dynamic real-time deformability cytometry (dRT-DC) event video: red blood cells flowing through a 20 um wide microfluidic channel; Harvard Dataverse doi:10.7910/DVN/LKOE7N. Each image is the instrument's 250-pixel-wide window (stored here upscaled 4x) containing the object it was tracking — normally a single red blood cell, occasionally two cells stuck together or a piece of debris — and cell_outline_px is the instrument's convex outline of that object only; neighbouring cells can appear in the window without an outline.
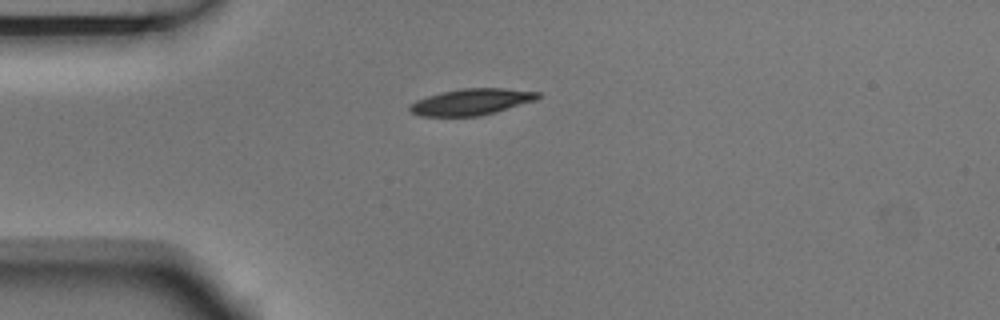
{"species": "Egyptian fruit bat (a non-hibernating species)", "species_latin": "Rousettus aegyptiacus", "temperature_condition": "room temperature", "stored_images_in_passage": 3, "camera_frame_rate_fps": 3000, "um_per_image_px": 0.085, "animal": {"sex": "male"}, "frame": {"image": 1, "passage_image": 1, "time_ms": 0.0, "image_size_px": [1000, 320], "cell_outline_px": [[540, 96], [536, 100], [496, 112], [480, 116], [420, 116], [412, 112], [408, 108], [416, 100], [440, 92], [460, 88], [504, 88], [540, 92]], "centroid_in_image_um": [40.08, 8.65], "position_along_channel_um": 44.9, "area_um2": 19.65}}
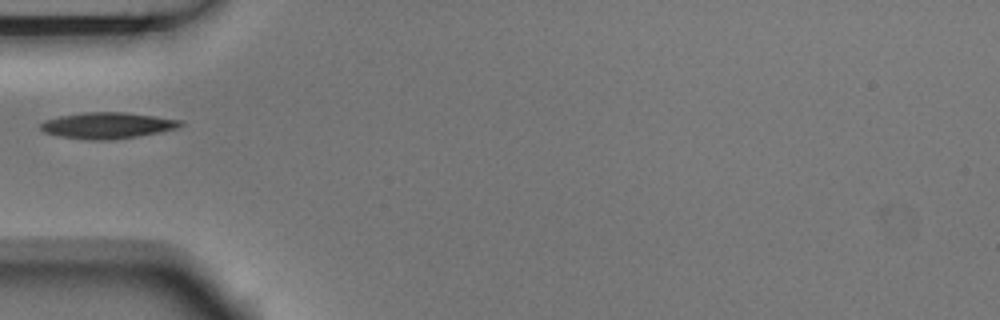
{"frame": {"image": 2, "passage_image": 2, "time_ms": 0.333, "image_size_px": [1000, 320], "cell_outline_px": [[184, 124], [180, 128], [160, 132], [136, 136], [108, 140], [88, 140], [60, 136], [44, 132], [40, 128], [40, 124], [44, 120], [60, 116], [84, 112], [124, 112], [180, 120]], "centroid_in_image_um": [9.12, 10.66], "position_along_channel_um": 75.9, "area_um2": 21.21}}
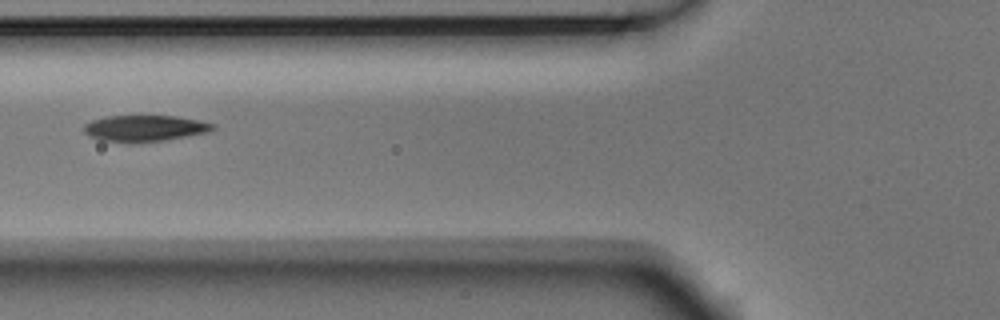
{"frame": {"image": 3, "passage_image": 3, "time_ms": 0.667, "image_size_px": [1000, 320], "cell_outline_px": [[216, 128], [212, 132], [164, 140], [132, 144], [128, 144], [100, 140], [88, 136], [84, 132], [84, 124], [92, 120], [108, 116], [176, 116], [200, 120], [216, 124]], "centroid_in_image_um": [12.33, 10.92], "position_along_channel_um": 113.5, "area_um2": 20.23}}